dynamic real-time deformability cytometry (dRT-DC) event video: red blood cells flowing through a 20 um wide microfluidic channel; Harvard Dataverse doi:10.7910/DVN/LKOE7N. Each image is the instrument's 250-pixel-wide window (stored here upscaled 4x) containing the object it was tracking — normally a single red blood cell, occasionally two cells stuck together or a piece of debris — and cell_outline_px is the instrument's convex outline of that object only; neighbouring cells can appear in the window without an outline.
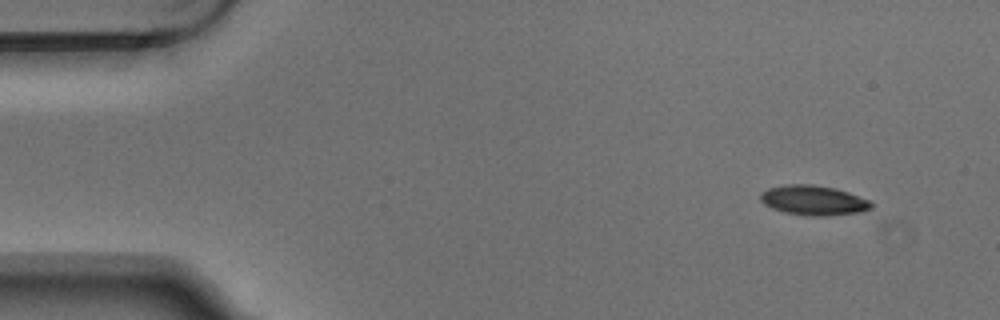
{"species": "Egyptian fruit bat (a non-hibernating species)", "species_latin": "Rousettus aegyptiacus", "temperature_condition": "warm", "stored_images_in_passage": 4, "camera_frame_rate_fps": 3000, "um_per_image_px": 0.085, "animal": {"sex": "male"}, "frame": {"image": 1, "passage_image": 1, "time_ms": 0.0, "image_size_px": [1000, 320], "cell_outline_px": [[872, 208], [860, 212], [824, 216], [812, 216], [784, 212], [772, 208], [764, 204], [760, 200], [760, 192], [768, 188], [788, 184], [812, 184], [836, 188], [848, 192], [868, 200], [872, 204]], "centroid_in_image_um": [69.12, 17.02], "position_along_channel_um": 15.9, "area_um2": 19.19}}
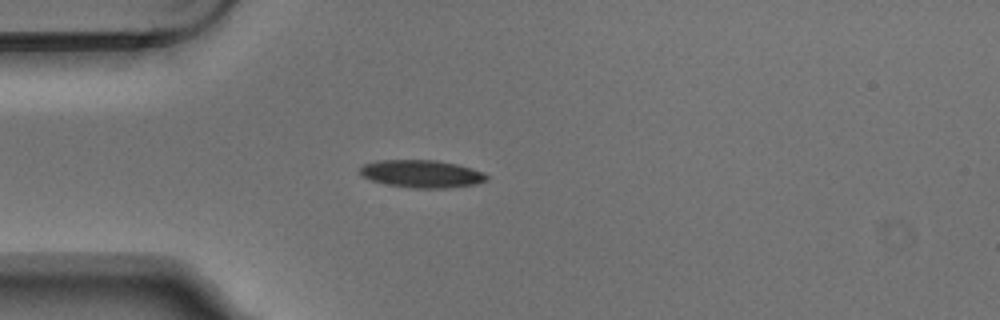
{"frame": {"image": 2, "passage_image": 4, "time_ms": 1.0, "image_size_px": [1000, 320], "cell_outline_px": [[488, 180], [476, 184], [444, 188], [416, 188], [388, 184], [372, 180], [364, 176], [360, 172], [360, 168], [364, 164], [376, 160], [436, 160], [456, 164], [472, 168], [484, 172], [488, 176]], "centroid_in_image_um": [35.88, 14.76], "position_along_channel_um": 49.1, "area_um2": 20.23}}